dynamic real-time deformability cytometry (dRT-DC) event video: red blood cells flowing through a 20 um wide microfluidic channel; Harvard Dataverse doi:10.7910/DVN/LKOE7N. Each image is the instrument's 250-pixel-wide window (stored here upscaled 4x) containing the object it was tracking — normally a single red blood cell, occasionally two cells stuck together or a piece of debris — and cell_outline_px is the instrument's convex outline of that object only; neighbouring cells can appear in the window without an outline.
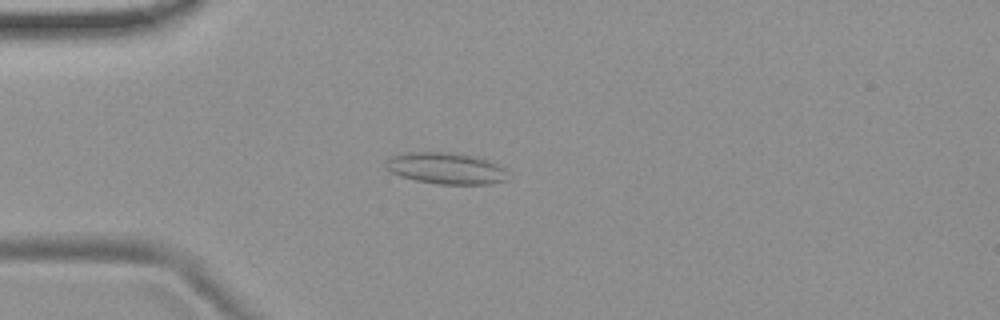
{"species": "common noctule bat (a hibernating species)", "species_latin": "Nyctalus noctula", "temperature_condition": "room temperature", "stored_images_in_passage": 52, "camera_frame_rate_fps": 3000, "um_per_image_px": 0.085, "animal": {"sex": "female", "body_mass_g": 19.9}, "frame": {"image": 1, "passage_image": 13, "time_ms": 4.0, "image_size_px": [1000, 320], "cell_outline_px": [[508, 180], [488, 184], [436, 184], [416, 180], [400, 176], [388, 172], [384, 168], [384, 164], [388, 156], [408, 152], [456, 152], [476, 156], [500, 164], [504, 168]], "centroid_in_image_um": [37.86, 14.29], "position_along_channel_um": 47.1, "area_um2": 22.89}}
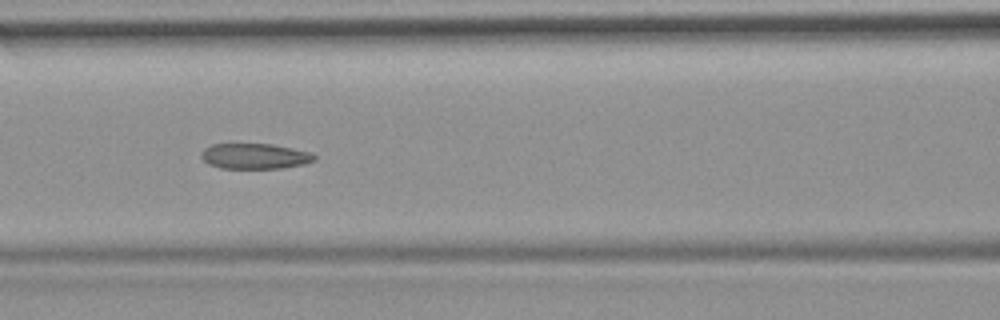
{"frame": {"image": 2, "passage_image": 22, "time_ms": 7.0, "image_size_px": [1000, 320], "cell_outline_px": [[316, 160], [304, 164], [280, 168], [220, 168], [208, 164], [200, 156], [200, 152], [204, 148], [212, 144], [272, 144], [312, 152], [316, 156]], "centroid_in_image_um": [21.65, 13.27], "position_along_channel_um": 144.9, "area_um2": 16.88}}
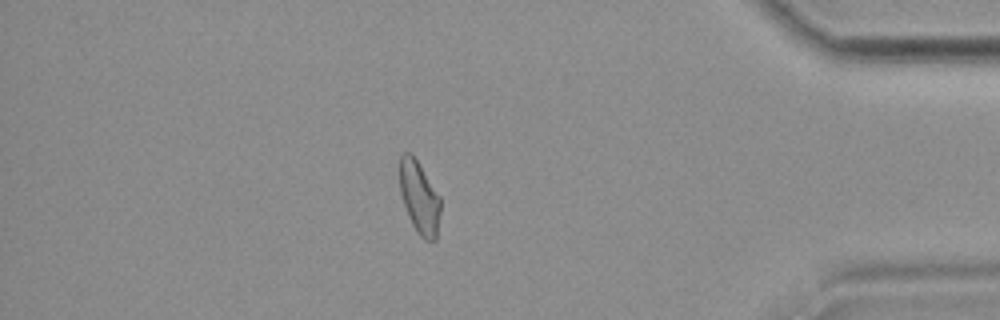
{"frame": {"image": 3, "passage_image": 45, "time_ms": 14.667, "image_size_px": [1000, 320], "cell_outline_px": [[440, 212], [436, 240], [424, 240], [416, 232], [408, 216], [400, 192], [400, 156], [404, 152], [412, 152], [440, 196]], "centroid_in_image_um": [35.64, 16.78], "position_along_channel_um": 399.6, "area_um2": 17.28}, "authors_computed_cell_mechanics": {"area_um2": 18.1492, "velocity_mm_per_s": 3.7901, "shape_relaxation_time_tau1_ms": null, "shape_relaxation_time_tau2_ms": 2.317, "deformation_change_tau1": null, "deformation_change_tau2": 0.1007}}